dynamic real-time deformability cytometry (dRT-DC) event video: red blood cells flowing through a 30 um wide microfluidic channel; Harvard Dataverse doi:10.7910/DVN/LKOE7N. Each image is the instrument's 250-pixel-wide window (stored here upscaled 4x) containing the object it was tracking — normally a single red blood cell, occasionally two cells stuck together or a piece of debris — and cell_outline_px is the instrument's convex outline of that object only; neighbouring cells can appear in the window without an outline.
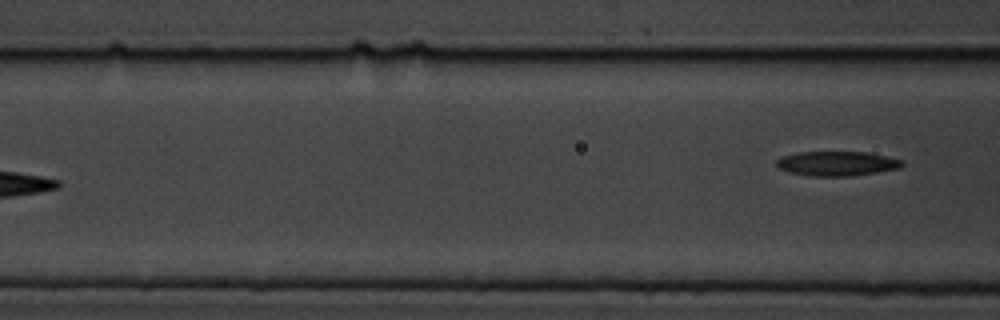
{"species": "common noctule bat (a hibernating species)", "species_latin": "Nyctalus noctula", "temperature_condition": "cold", "stored_images_in_passage": 7, "camera_frame_rate_fps": 3000, "um_per_image_px": 0.085, "animal": {"sex": "male", "body_mass_g": 19.5, "forearm_length_mm": 54.6}, "frame": {"image": 1, "passage_image": 7, "time_ms": 7.333, "image_size_px": [1000, 320], "cell_outline_px": [[904, 164], [900, 168], [876, 172], [848, 176], [808, 176], [788, 172], [776, 168], [776, 160], [784, 156], [796, 152], [868, 152], [900, 160]], "centroid_in_image_um": [71.07, 13.9], "position_along_channel_um": 95.5, "area_um2": 17.92}}